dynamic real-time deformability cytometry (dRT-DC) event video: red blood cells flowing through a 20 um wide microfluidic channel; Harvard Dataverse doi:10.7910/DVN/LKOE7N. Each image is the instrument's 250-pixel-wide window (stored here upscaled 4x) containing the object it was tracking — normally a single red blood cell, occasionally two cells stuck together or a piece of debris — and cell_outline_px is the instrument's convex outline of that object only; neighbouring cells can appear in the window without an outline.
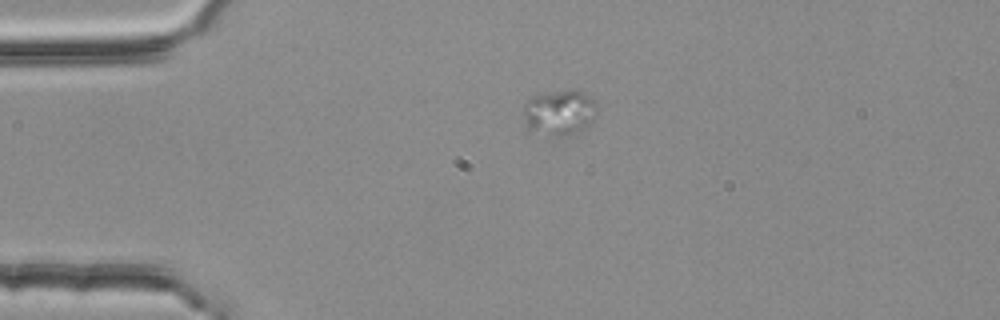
{"species": "common noctule bat (a hibernating species)", "species_latin": "Nyctalus noctula", "temperature_condition": "room temperature", "stored_images_in_passage": 2, "camera_frame_rate_fps": 3000, "um_per_image_px": 0.085, "animal": {"sex": "female", "body_mass_g": 25.1}, "frame": {"image": 1, "passage_image": 1, "time_ms": 0.0, "image_size_px": [1000, 320], "cell_outline_px": [[596, 116], [584, 128], [576, 132], [564, 136], [552, 136], [528, 128], [524, 116], [524, 104], [532, 96], [552, 92], [576, 88], [592, 96], [596, 100]], "centroid_in_image_um": [47.6, 9.52], "position_along_channel_um": 37.4, "area_um2": 19.48}}